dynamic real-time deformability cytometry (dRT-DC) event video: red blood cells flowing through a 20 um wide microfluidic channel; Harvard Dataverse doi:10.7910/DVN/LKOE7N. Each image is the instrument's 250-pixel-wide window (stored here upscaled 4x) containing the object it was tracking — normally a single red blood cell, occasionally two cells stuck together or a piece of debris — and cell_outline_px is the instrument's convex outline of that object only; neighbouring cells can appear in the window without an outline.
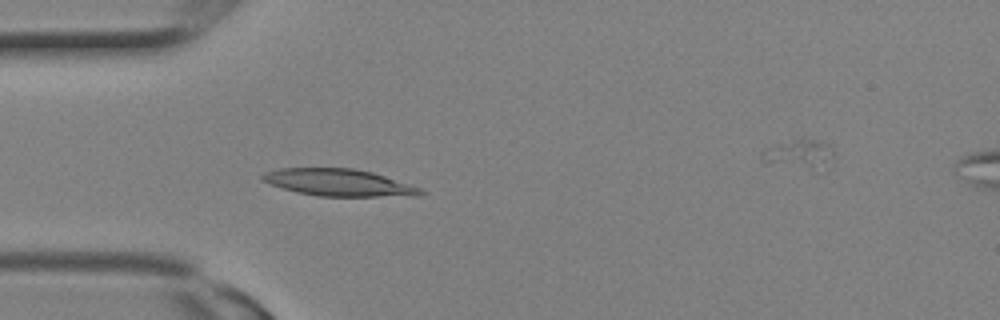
{"species": "Egyptian fruit bat (a non-hibernating species)", "species_latin": "Rousettus aegyptiacus", "temperature_condition": "room temperature", "stored_images_in_passage": 3, "segment_of_instrument_passage": [1, 2], "camera_frame_rate_fps": 3000, "um_per_image_px": 0.085, "animal": {"sex": "female"}, "frame": {"image": 1, "passage_image": 2, "time_ms": 0.333, "image_size_px": [1000, 320], "cell_outline_px": [[428, 192], [424, 196], [320, 196], [296, 192], [260, 180], [260, 176], [264, 172], [280, 168], [352, 168], [372, 172], [420, 188]], "centroid_in_image_um": [28.81, 15.52], "position_along_channel_um": 56.2, "area_um2": 24.85}}